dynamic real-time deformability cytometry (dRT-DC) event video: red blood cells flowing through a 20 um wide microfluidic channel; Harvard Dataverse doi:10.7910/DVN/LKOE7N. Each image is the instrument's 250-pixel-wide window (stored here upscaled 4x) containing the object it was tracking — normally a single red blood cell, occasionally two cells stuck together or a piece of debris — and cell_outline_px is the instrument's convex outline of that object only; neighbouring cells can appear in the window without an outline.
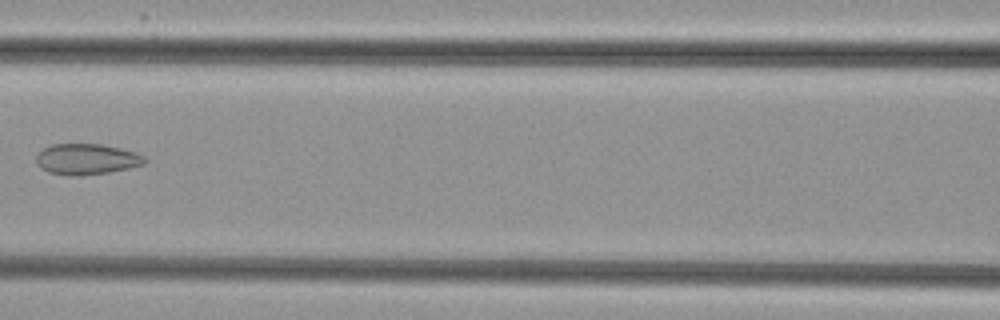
{"species": "common noctule bat (a hibernating species)", "species_latin": "Nyctalus noctula", "temperature_condition": "cold", "stored_images_in_passage": 6, "camera_frame_rate_fps": 3000, "um_per_image_px": 0.085, "animal": {"sex": "female", "body_mass_g": 29.2, "forearm_length_mm": 56.3}, "frame": {"image": 1, "passage_image": 5, "time_ms": 4.667, "image_size_px": [1000, 320], "cell_outline_px": [[148, 160], [144, 164], [128, 168], [108, 172], [76, 176], [72, 176], [48, 172], [40, 168], [36, 164], [36, 156], [44, 148], [52, 144], [100, 144], [120, 148], [136, 152], [144, 156]], "centroid_in_image_um": [7.36, 13.53], "position_along_channel_um": 159.2, "area_um2": 19.48}}
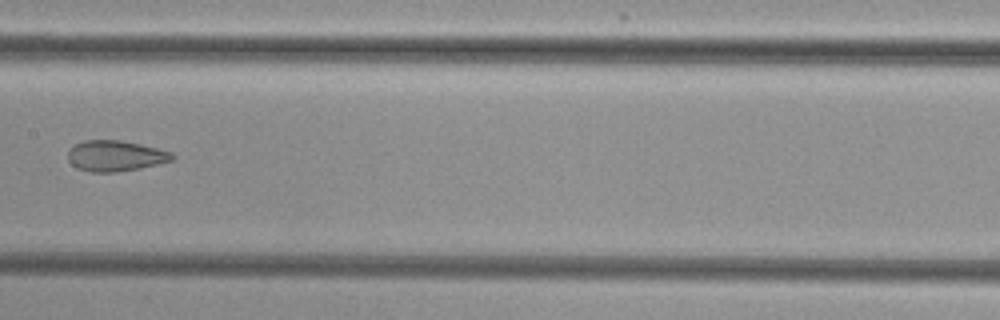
{"frame": {"image": 2, "passage_image": 6, "time_ms": 5.667, "image_size_px": [1000, 320], "cell_outline_px": [[176, 156], [172, 160], [140, 168], [116, 172], [88, 172], [76, 168], [68, 160], [68, 152], [76, 144], [84, 140], [120, 140], [140, 144], [172, 152]], "centroid_in_image_um": [9.8, 13.25], "position_along_channel_um": 197.6, "area_um2": 18.61}}